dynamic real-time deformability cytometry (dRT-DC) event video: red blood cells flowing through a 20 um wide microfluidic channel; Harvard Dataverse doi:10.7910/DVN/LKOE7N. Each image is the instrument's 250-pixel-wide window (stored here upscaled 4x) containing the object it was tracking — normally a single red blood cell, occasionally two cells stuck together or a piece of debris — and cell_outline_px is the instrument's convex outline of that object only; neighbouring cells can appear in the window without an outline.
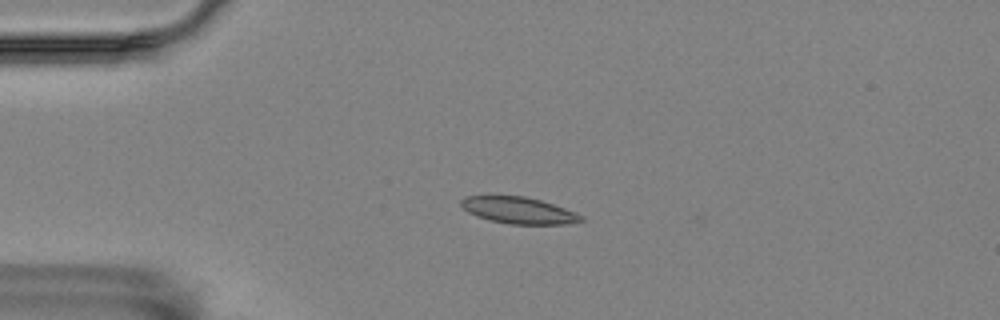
{"species": "Egyptian fruit bat (a non-hibernating species)", "species_latin": "Rousettus aegyptiacus", "temperature_condition": "room temperature", "stored_images_in_passage": 47, "camera_frame_rate_fps": 3000, "um_per_image_px": 0.085, "animal": {"sex": "female"}, "frame": {"image": 1, "passage_image": 4, "time_ms": 1.0, "image_size_px": [1000, 320], "cell_outline_px": [[584, 220], [568, 224], [508, 224], [476, 216], [468, 212], [460, 204], [460, 200], [464, 196], [524, 196], [540, 200], [576, 212], [584, 216]], "centroid_in_image_um": [44.09, 17.88], "position_along_channel_um": 40.9, "area_um2": 18.5}}
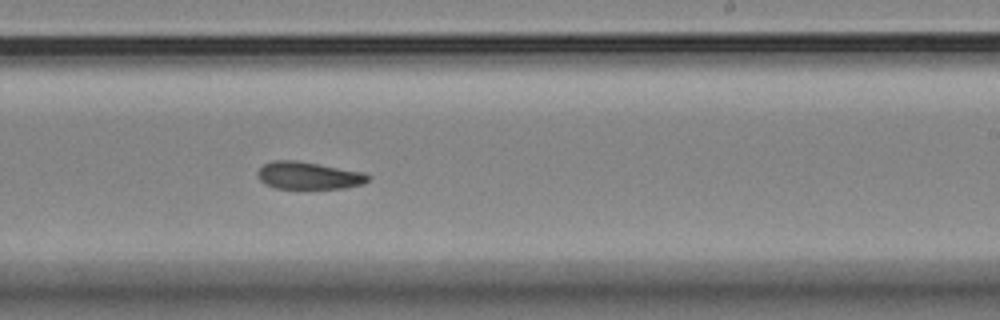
{"frame": {"image": 2, "passage_image": 25, "time_ms": 8.0, "image_size_px": [1000, 320], "cell_outline_px": [[372, 176], [364, 184], [344, 188], [276, 188], [264, 184], [256, 176], [256, 172], [264, 164], [272, 160], [296, 160], [364, 172]], "centroid_in_image_um": [26.22, 14.92], "position_along_channel_um": 262.8, "area_um2": 17.74}}
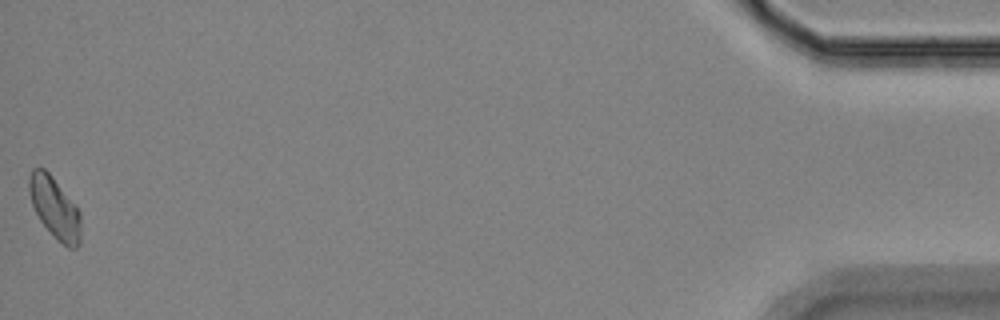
{"frame": {"image": 3, "passage_image": 47, "time_ms": 15.333, "image_size_px": [1000, 320], "cell_outline_px": [[80, 244], [76, 248], [68, 248], [56, 240], [40, 220], [32, 204], [28, 192], [28, 180], [32, 168], [44, 168], [48, 172], [80, 212]], "centroid_in_image_um": [4.63, 17.7], "position_along_channel_um": 430.6, "area_um2": 18.26}, "authors_computed_cell_mechanics": {"area_um2": 18.4382, "velocity_mm_per_s": 3.5352, "shape_relaxation_time_tau1_ms": 4.5569, "shape_relaxation_time_tau2_ms": 6.6252, "deformation_change_tau1": 0.1098, "deformation_change_tau2": 0.0884}}